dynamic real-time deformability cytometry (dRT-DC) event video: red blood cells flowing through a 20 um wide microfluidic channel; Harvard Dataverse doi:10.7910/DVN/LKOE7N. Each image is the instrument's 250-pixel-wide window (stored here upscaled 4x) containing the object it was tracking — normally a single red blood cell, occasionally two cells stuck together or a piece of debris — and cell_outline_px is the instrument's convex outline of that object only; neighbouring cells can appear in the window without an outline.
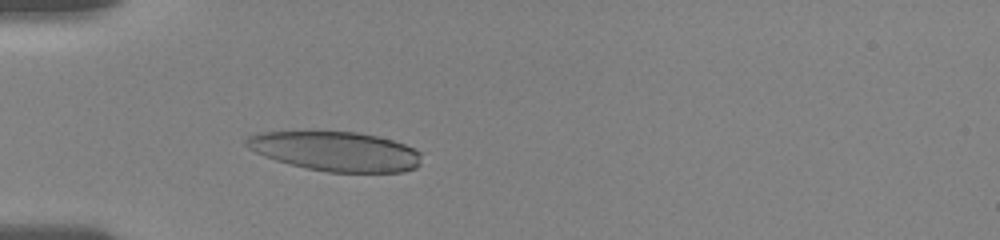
{"species": "human", "species_latin": "Homo sapiens", "temperature_condition": "room temperature", "stored_images_in_passage": 50, "camera_frame_rate_fps": 3000, "um_per_image_px": 0.085, "donor": {"sex": "female"}, "frame": {"image": 1, "passage_image": 6, "time_ms": 1.0, "image_size_px": [1000, 240], "cell_outline_px": [[420, 164], [416, 168], [404, 172], [328, 172], [308, 168], [276, 160], [264, 156], [248, 148], [244, 144], [244, 140], [248, 136], [260, 132], [356, 132], [376, 136], [392, 140], [404, 144], [420, 152]], "centroid_in_image_um": [28.53, 12.86], "position_along_channel_um": 56.5, "area_um2": 40.06}}
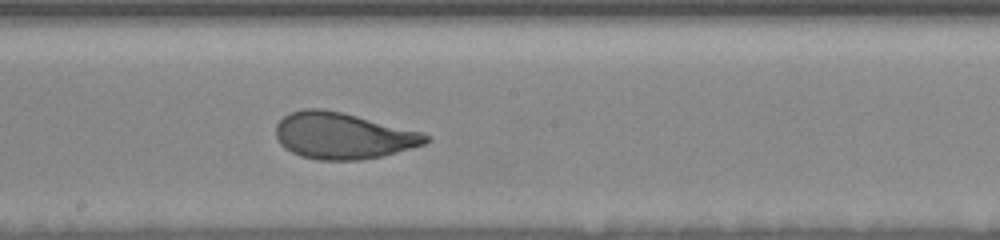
{"frame": {"image": 2, "passage_image": 28, "time_ms": 5.667, "image_size_px": [1000, 240], "cell_outline_px": [[432, 136], [424, 144], [396, 152], [380, 156], [360, 160], [316, 160], [300, 156], [284, 148], [280, 144], [276, 136], [276, 124], [288, 112], [304, 108], [324, 108], [344, 112], [424, 132]], "centroid_in_image_um": [29.13, 11.52], "position_along_channel_um": 219.1, "area_um2": 40.92}}
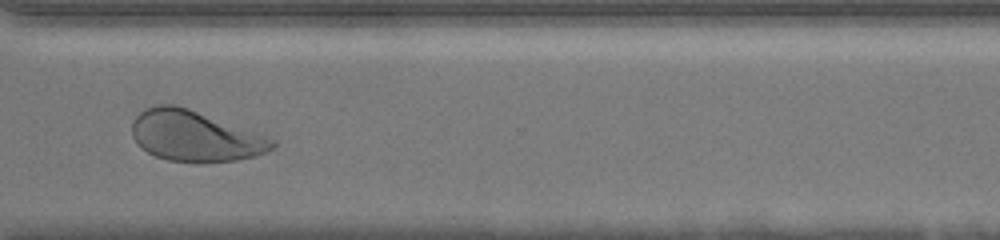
{"frame": {"image": 3, "passage_image": 44, "time_ms": 9.333, "image_size_px": [1000, 240], "cell_outline_px": [[276, 144], [268, 152], [256, 156], [236, 160], [200, 164], [196, 164], [168, 160], [156, 156], [148, 152], [132, 136], [132, 120], [144, 108], [156, 104], [176, 104], [188, 108], [276, 140]], "centroid_in_image_um": [16.56, 11.58], "position_along_channel_um": 354.0, "area_um2": 41.5}, "authors_computed_cell_mechanics": {"area_um2": 40.4022, "velocity_mm_per_s": 3.6886, "shape_relaxation_time_tau1_ms": 3.9043, "shape_relaxation_time_tau2_ms": 0.7383, "deformation_change_tau1": 0.1676, "deformation_change_tau2": 0.0734}}